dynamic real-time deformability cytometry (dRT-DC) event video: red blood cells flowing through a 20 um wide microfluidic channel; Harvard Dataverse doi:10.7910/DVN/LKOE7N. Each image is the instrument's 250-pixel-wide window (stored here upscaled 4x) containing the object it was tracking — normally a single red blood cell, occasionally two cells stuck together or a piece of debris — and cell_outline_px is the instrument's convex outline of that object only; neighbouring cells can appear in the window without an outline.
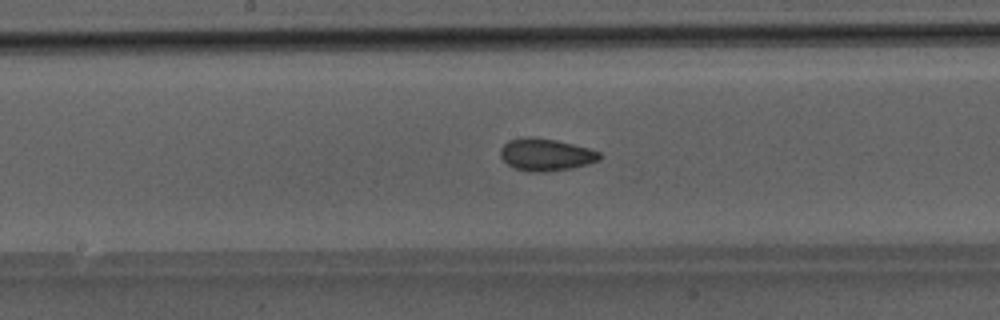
{"species": "Egyptian fruit bat (a non-hibernating species)", "species_latin": "Rousettus aegyptiacus", "temperature_condition": "room temperature", "stored_images_in_passage": 44, "camera_frame_rate_fps": 3000, "um_per_image_px": 0.085, "animal": {"sex": "male"}, "frame": {"image": 1, "passage_image": 26, "time_ms": 8.333, "image_size_px": [1000, 320], "cell_outline_px": [[604, 156], [600, 160], [588, 164], [572, 168], [544, 172], [528, 172], [516, 168], [508, 164], [500, 156], [500, 148], [508, 140], [528, 136], [536, 136], [556, 140], [588, 148], [600, 152]], "centroid_in_image_um": [46.41, 13.14], "position_along_channel_um": 201.8, "area_um2": 18.84}}